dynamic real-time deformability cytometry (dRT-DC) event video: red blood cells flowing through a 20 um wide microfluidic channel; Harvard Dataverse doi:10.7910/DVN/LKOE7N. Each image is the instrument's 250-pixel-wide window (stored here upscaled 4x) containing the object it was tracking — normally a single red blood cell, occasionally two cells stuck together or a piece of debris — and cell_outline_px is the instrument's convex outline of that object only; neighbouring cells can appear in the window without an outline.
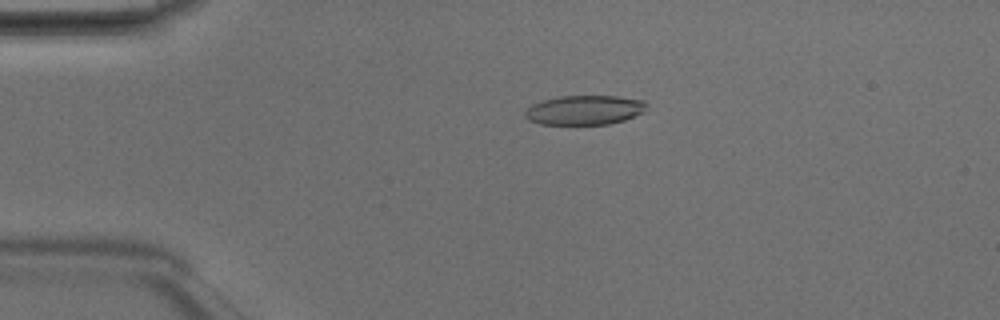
{"species": "Egyptian fruit bat (a non-hibernating species)", "species_latin": "Rousettus aegyptiacus", "temperature_condition": "room temperature", "stored_images_in_passage": 49, "camera_frame_rate_fps": 3000, "um_per_image_px": 0.085, "animal": {"sex": "male"}, "frame": {"image": 1, "passage_image": 11, "time_ms": 3.333, "image_size_px": [1000, 320], "cell_outline_px": [[648, 104], [640, 112], [624, 120], [608, 124], [540, 124], [528, 120], [524, 116], [524, 112], [532, 104], [544, 100], [560, 96], [616, 96], [644, 100]], "centroid_in_image_um": [49.64, 9.35], "position_along_channel_um": 35.4, "area_um2": 20.63}}
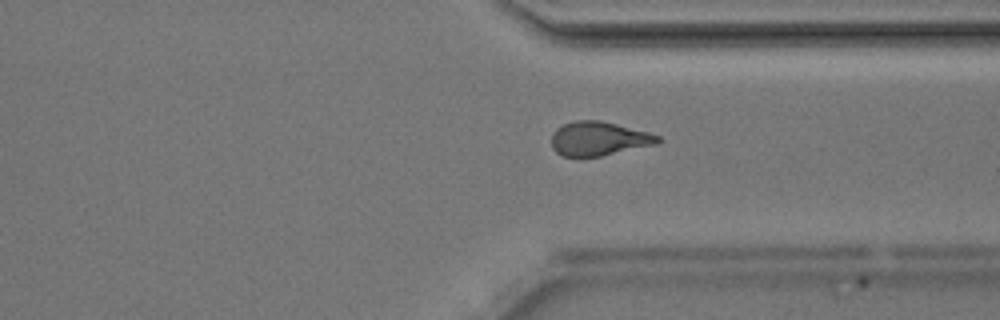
{"frame": {"image": 2, "passage_image": 37, "time_ms": 12.0, "image_size_px": [1000, 320], "cell_outline_px": [[660, 140], [656, 144], [600, 156], [560, 156], [552, 148], [552, 132], [556, 128], [564, 124], [576, 120], [600, 120], [648, 132], [660, 136]], "centroid_in_image_um": [50.86, 11.78], "position_along_channel_um": 360.5, "area_um2": 20.92}}
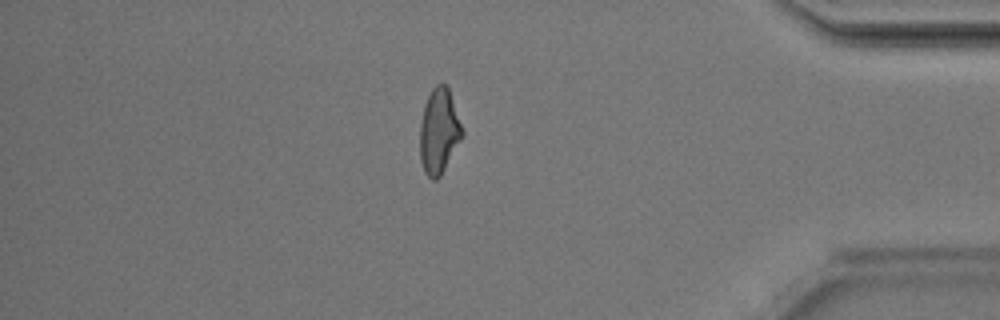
{"frame": {"image": 3, "passage_image": 42, "time_ms": 13.667, "image_size_px": [1000, 320], "cell_outline_px": [[464, 136], [440, 176], [436, 180], [432, 180], [424, 172], [420, 160], [420, 124], [424, 104], [432, 88], [436, 84], [444, 84], [448, 88], [464, 132]], "centroid_in_image_um": [37.31, 11.18], "position_along_channel_um": 397.9, "area_um2": 20.98}, "authors_computed_cell_mechanics": {"area_um2": 21.386, "velocity_mm_per_s": 4.2253, "shape_relaxation_time_tau1_ms": 6.0773, "shape_relaxation_time_tau2_ms": 2.1647, "deformation_change_tau1": 0.1873, "deformation_change_tau2": 0.0956}}